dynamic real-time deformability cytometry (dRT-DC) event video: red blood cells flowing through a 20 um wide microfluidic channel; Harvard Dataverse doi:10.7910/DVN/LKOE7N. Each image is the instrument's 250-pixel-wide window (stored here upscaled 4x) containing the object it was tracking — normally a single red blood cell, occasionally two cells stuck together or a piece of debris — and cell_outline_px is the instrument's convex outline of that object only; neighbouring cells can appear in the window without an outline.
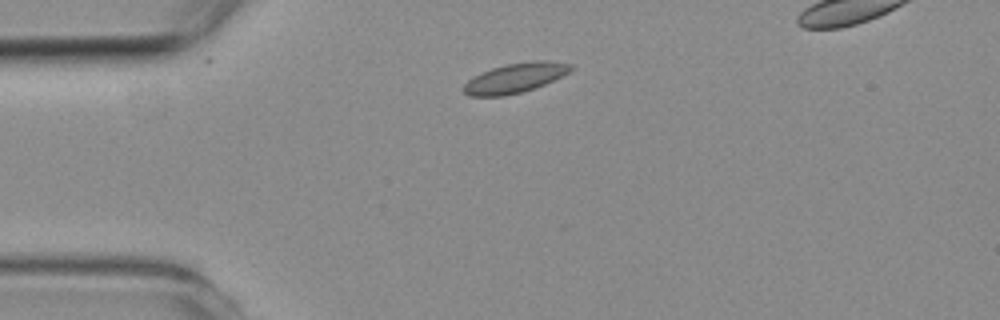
{"species": "common noctule bat (a hibernating species)", "species_latin": "Nyctalus noctula", "temperature_condition": "room temperature", "stored_images_in_passage": 5, "camera_frame_rate_fps": 3000, "um_per_image_px": 0.085, "animal": {"sex": "female", "body_mass_g": 19.3, "forearm_length_mm": 54.1}, "frame": {"image": 1, "passage_image": 1, "time_ms": 0.0, "image_size_px": [1000, 320], "cell_outline_px": [[576, 68], [544, 84], [520, 92], [504, 96], [468, 96], [460, 88], [468, 80], [492, 68], [508, 64], [532, 60], [548, 60], [572, 64]], "centroid_in_image_um": [43.78, 6.62], "position_along_channel_um": 41.2, "area_um2": 18.32}}
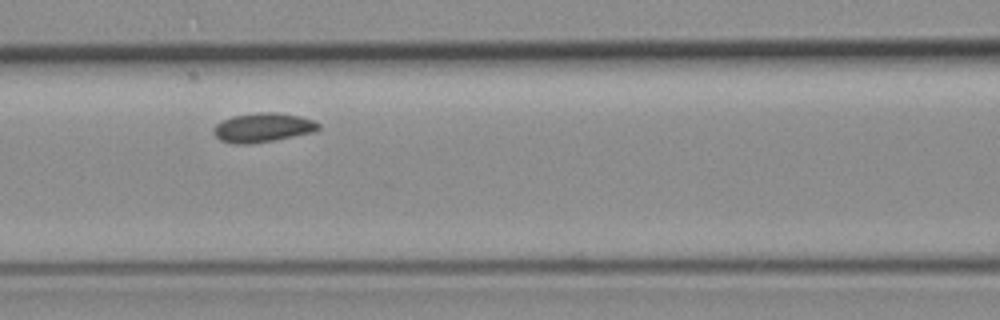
{"frame": {"image": 2, "passage_image": 4, "time_ms": 3.333, "image_size_px": [1000, 320], "cell_outline_px": [[320, 128], [316, 132], [272, 140], [248, 144], [232, 144], [220, 140], [212, 132], [212, 128], [220, 120], [232, 116], [260, 112], [276, 112], [300, 116], [312, 120], [320, 124]], "centroid_in_image_um": [22.31, 10.84], "position_along_channel_um": 144.3, "area_um2": 17.98}}
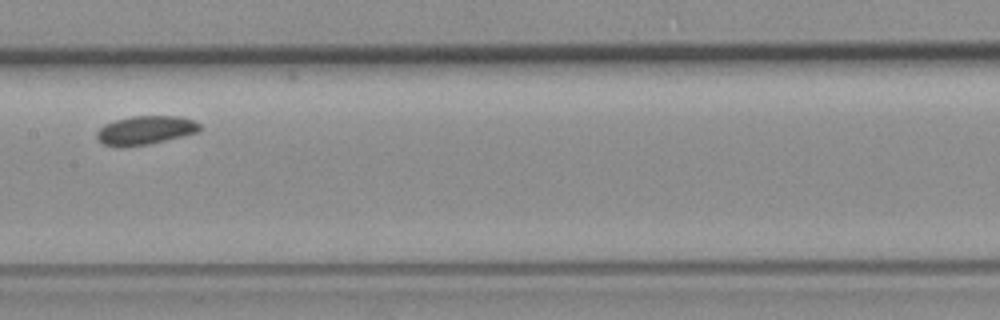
{"frame": {"image": 3, "passage_image": 5, "time_ms": 4.667, "image_size_px": [1000, 320], "cell_outline_px": [[200, 132], [148, 144], [116, 148], [104, 144], [96, 136], [96, 132], [104, 124], [116, 120], [132, 116], [180, 116], [192, 120], [200, 124]], "centroid_in_image_um": [12.35, 11.07], "position_along_channel_um": 195.1, "area_um2": 17.22}}